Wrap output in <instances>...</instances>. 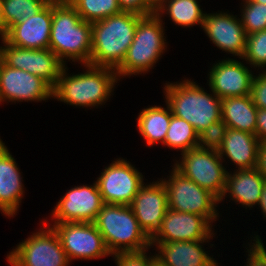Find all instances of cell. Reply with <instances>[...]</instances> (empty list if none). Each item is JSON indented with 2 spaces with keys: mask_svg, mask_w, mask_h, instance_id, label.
Masks as SVG:
<instances>
[{
  "mask_svg": "<svg viewBox=\"0 0 266 266\" xmlns=\"http://www.w3.org/2000/svg\"><path fill=\"white\" fill-rule=\"evenodd\" d=\"M143 15L122 11L92 25L90 65L117 69L126 57Z\"/></svg>",
  "mask_w": 266,
  "mask_h": 266,
  "instance_id": "1",
  "label": "cell"
},
{
  "mask_svg": "<svg viewBox=\"0 0 266 266\" xmlns=\"http://www.w3.org/2000/svg\"><path fill=\"white\" fill-rule=\"evenodd\" d=\"M84 67L87 69L86 72L67 76V67L64 66L57 84L52 89V98L76 107L103 105L120 80L116 70L90 64Z\"/></svg>",
  "mask_w": 266,
  "mask_h": 266,
  "instance_id": "2",
  "label": "cell"
},
{
  "mask_svg": "<svg viewBox=\"0 0 266 266\" xmlns=\"http://www.w3.org/2000/svg\"><path fill=\"white\" fill-rule=\"evenodd\" d=\"M92 25L84 21L71 5H52V25L49 48L64 64L73 62L90 64Z\"/></svg>",
  "mask_w": 266,
  "mask_h": 266,
  "instance_id": "3",
  "label": "cell"
},
{
  "mask_svg": "<svg viewBox=\"0 0 266 266\" xmlns=\"http://www.w3.org/2000/svg\"><path fill=\"white\" fill-rule=\"evenodd\" d=\"M164 94L172 114L190 123L198 134L221 120V99L191 79L166 83Z\"/></svg>",
  "mask_w": 266,
  "mask_h": 266,
  "instance_id": "4",
  "label": "cell"
},
{
  "mask_svg": "<svg viewBox=\"0 0 266 266\" xmlns=\"http://www.w3.org/2000/svg\"><path fill=\"white\" fill-rule=\"evenodd\" d=\"M94 224L111 255L151 248V238L140 227L130 206L105 203Z\"/></svg>",
  "mask_w": 266,
  "mask_h": 266,
  "instance_id": "5",
  "label": "cell"
},
{
  "mask_svg": "<svg viewBox=\"0 0 266 266\" xmlns=\"http://www.w3.org/2000/svg\"><path fill=\"white\" fill-rule=\"evenodd\" d=\"M162 22L157 13L143 15L139 19L133 42L128 48L125 59L116 69L118 79L120 76L147 73L162 57L167 44Z\"/></svg>",
  "mask_w": 266,
  "mask_h": 266,
  "instance_id": "6",
  "label": "cell"
},
{
  "mask_svg": "<svg viewBox=\"0 0 266 266\" xmlns=\"http://www.w3.org/2000/svg\"><path fill=\"white\" fill-rule=\"evenodd\" d=\"M168 180L161 178L167 191L168 208L203 216L210 224L219 217L216 204L219 200L208 190L185 177L175 167ZM215 219V220H214Z\"/></svg>",
  "mask_w": 266,
  "mask_h": 266,
  "instance_id": "7",
  "label": "cell"
},
{
  "mask_svg": "<svg viewBox=\"0 0 266 266\" xmlns=\"http://www.w3.org/2000/svg\"><path fill=\"white\" fill-rule=\"evenodd\" d=\"M47 222L7 255L11 266H68L70 261L62 248L61 240Z\"/></svg>",
  "mask_w": 266,
  "mask_h": 266,
  "instance_id": "8",
  "label": "cell"
},
{
  "mask_svg": "<svg viewBox=\"0 0 266 266\" xmlns=\"http://www.w3.org/2000/svg\"><path fill=\"white\" fill-rule=\"evenodd\" d=\"M181 157V161H175L173 166L220 200L225 190L228 171L223 166L224 159L219 153L197 147L182 153Z\"/></svg>",
  "mask_w": 266,
  "mask_h": 266,
  "instance_id": "9",
  "label": "cell"
},
{
  "mask_svg": "<svg viewBox=\"0 0 266 266\" xmlns=\"http://www.w3.org/2000/svg\"><path fill=\"white\" fill-rule=\"evenodd\" d=\"M0 38L4 44L1 46V60L5 65L36 75L52 89L55 87L65 65L50 48H20L9 44L2 36Z\"/></svg>",
  "mask_w": 266,
  "mask_h": 266,
  "instance_id": "10",
  "label": "cell"
},
{
  "mask_svg": "<svg viewBox=\"0 0 266 266\" xmlns=\"http://www.w3.org/2000/svg\"><path fill=\"white\" fill-rule=\"evenodd\" d=\"M68 260L100 259L110 255L94 222L53 223Z\"/></svg>",
  "mask_w": 266,
  "mask_h": 266,
  "instance_id": "11",
  "label": "cell"
},
{
  "mask_svg": "<svg viewBox=\"0 0 266 266\" xmlns=\"http://www.w3.org/2000/svg\"><path fill=\"white\" fill-rule=\"evenodd\" d=\"M142 173L129 161L117 159L105 167L96 183L106 204L130 206L139 188L145 184Z\"/></svg>",
  "mask_w": 266,
  "mask_h": 266,
  "instance_id": "12",
  "label": "cell"
},
{
  "mask_svg": "<svg viewBox=\"0 0 266 266\" xmlns=\"http://www.w3.org/2000/svg\"><path fill=\"white\" fill-rule=\"evenodd\" d=\"M104 204L96 181L91 186H75L55 206L51 213L53 222H94Z\"/></svg>",
  "mask_w": 266,
  "mask_h": 266,
  "instance_id": "13",
  "label": "cell"
},
{
  "mask_svg": "<svg viewBox=\"0 0 266 266\" xmlns=\"http://www.w3.org/2000/svg\"><path fill=\"white\" fill-rule=\"evenodd\" d=\"M213 232L212 225L203 216L168 208L151 243L210 240Z\"/></svg>",
  "mask_w": 266,
  "mask_h": 266,
  "instance_id": "14",
  "label": "cell"
},
{
  "mask_svg": "<svg viewBox=\"0 0 266 266\" xmlns=\"http://www.w3.org/2000/svg\"><path fill=\"white\" fill-rule=\"evenodd\" d=\"M51 97L52 88L40 77L0 62V102H41Z\"/></svg>",
  "mask_w": 266,
  "mask_h": 266,
  "instance_id": "15",
  "label": "cell"
},
{
  "mask_svg": "<svg viewBox=\"0 0 266 266\" xmlns=\"http://www.w3.org/2000/svg\"><path fill=\"white\" fill-rule=\"evenodd\" d=\"M130 207L140 227L151 238L160 228L168 209L167 191L162 181L143 184Z\"/></svg>",
  "mask_w": 266,
  "mask_h": 266,
  "instance_id": "16",
  "label": "cell"
},
{
  "mask_svg": "<svg viewBox=\"0 0 266 266\" xmlns=\"http://www.w3.org/2000/svg\"><path fill=\"white\" fill-rule=\"evenodd\" d=\"M236 16L222 11L205 13L202 28L218 48L242 59L245 54L247 35L241 20Z\"/></svg>",
  "mask_w": 266,
  "mask_h": 266,
  "instance_id": "17",
  "label": "cell"
},
{
  "mask_svg": "<svg viewBox=\"0 0 266 266\" xmlns=\"http://www.w3.org/2000/svg\"><path fill=\"white\" fill-rule=\"evenodd\" d=\"M212 66L208 74V85L217 97L223 99L250 95L254 73L243 63L226 58Z\"/></svg>",
  "mask_w": 266,
  "mask_h": 266,
  "instance_id": "18",
  "label": "cell"
},
{
  "mask_svg": "<svg viewBox=\"0 0 266 266\" xmlns=\"http://www.w3.org/2000/svg\"><path fill=\"white\" fill-rule=\"evenodd\" d=\"M52 5L11 26L2 37L11 45L27 49H47L51 35Z\"/></svg>",
  "mask_w": 266,
  "mask_h": 266,
  "instance_id": "19",
  "label": "cell"
},
{
  "mask_svg": "<svg viewBox=\"0 0 266 266\" xmlns=\"http://www.w3.org/2000/svg\"><path fill=\"white\" fill-rule=\"evenodd\" d=\"M22 176L17 163L0 139V211L13 217L24 195Z\"/></svg>",
  "mask_w": 266,
  "mask_h": 266,
  "instance_id": "20",
  "label": "cell"
},
{
  "mask_svg": "<svg viewBox=\"0 0 266 266\" xmlns=\"http://www.w3.org/2000/svg\"><path fill=\"white\" fill-rule=\"evenodd\" d=\"M209 240L151 243L159 251L157 260L163 266H218L201 245Z\"/></svg>",
  "mask_w": 266,
  "mask_h": 266,
  "instance_id": "21",
  "label": "cell"
},
{
  "mask_svg": "<svg viewBox=\"0 0 266 266\" xmlns=\"http://www.w3.org/2000/svg\"><path fill=\"white\" fill-rule=\"evenodd\" d=\"M265 182L264 177L259 173L257 168L236 169L233 174L228 172L225 190L219 203L229 193L235 203L245 206L246 209L247 207L253 208V205H259Z\"/></svg>",
  "mask_w": 266,
  "mask_h": 266,
  "instance_id": "22",
  "label": "cell"
},
{
  "mask_svg": "<svg viewBox=\"0 0 266 266\" xmlns=\"http://www.w3.org/2000/svg\"><path fill=\"white\" fill-rule=\"evenodd\" d=\"M259 145L256 135L228 127L218 153L222 159L224 156L230 159L238 169H253L257 166Z\"/></svg>",
  "mask_w": 266,
  "mask_h": 266,
  "instance_id": "23",
  "label": "cell"
},
{
  "mask_svg": "<svg viewBox=\"0 0 266 266\" xmlns=\"http://www.w3.org/2000/svg\"><path fill=\"white\" fill-rule=\"evenodd\" d=\"M256 117L257 107L250 95L221 99V120L227 127L255 135Z\"/></svg>",
  "mask_w": 266,
  "mask_h": 266,
  "instance_id": "24",
  "label": "cell"
},
{
  "mask_svg": "<svg viewBox=\"0 0 266 266\" xmlns=\"http://www.w3.org/2000/svg\"><path fill=\"white\" fill-rule=\"evenodd\" d=\"M171 117L172 112L168 104L166 108L150 106L142 110L137 118V126L148 146L157 142L164 144Z\"/></svg>",
  "mask_w": 266,
  "mask_h": 266,
  "instance_id": "25",
  "label": "cell"
},
{
  "mask_svg": "<svg viewBox=\"0 0 266 266\" xmlns=\"http://www.w3.org/2000/svg\"><path fill=\"white\" fill-rule=\"evenodd\" d=\"M198 3L197 0H166L156 13L162 18L165 12L179 26L188 28L199 24L202 27L205 13Z\"/></svg>",
  "mask_w": 266,
  "mask_h": 266,
  "instance_id": "26",
  "label": "cell"
},
{
  "mask_svg": "<svg viewBox=\"0 0 266 266\" xmlns=\"http://www.w3.org/2000/svg\"><path fill=\"white\" fill-rule=\"evenodd\" d=\"M164 145L180 149L182 154L198 147V133L186 120L172 114Z\"/></svg>",
  "mask_w": 266,
  "mask_h": 266,
  "instance_id": "27",
  "label": "cell"
},
{
  "mask_svg": "<svg viewBox=\"0 0 266 266\" xmlns=\"http://www.w3.org/2000/svg\"><path fill=\"white\" fill-rule=\"evenodd\" d=\"M44 6L40 0H2L3 34L14 24L34 16Z\"/></svg>",
  "mask_w": 266,
  "mask_h": 266,
  "instance_id": "28",
  "label": "cell"
},
{
  "mask_svg": "<svg viewBox=\"0 0 266 266\" xmlns=\"http://www.w3.org/2000/svg\"><path fill=\"white\" fill-rule=\"evenodd\" d=\"M71 5L89 23L103 20L122 12L118 0H72Z\"/></svg>",
  "mask_w": 266,
  "mask_h": 266,
  "instance_id": "29",
  "label": "cell"
},
{
  "mask_svg": "<svg viewBox=\"0 0 266 266\" xmlns=\"http://www.w3.org/2000/svg\"><path fill=\"white\" fill-rule=\"evenodd\" d=\"M241 9V23L246 35L251 33L266 30V4L243 0Z\"/></svg>",
  "mask_w": 266,
  "mask_h": 266,
  "instance_id": "30",
  "label": "cell"
},
{
  "mask_svg": "<svg viewBox=\"0 0 266 266\" xmlns=\"http://www.w3.org/2000/svg\"><path fill=\"white\" fill-rule=\"evenodd\" d=\"M242 59L252 67L266 70V30L247 35L246 49Z\"/></svg>",
  "mask_w": 266,
  "mask_h": 266,
  "instance_id": "31",
  "label": "cell"
},
{
  "mask_svg": "<svg viewBox=\"0 0 266 266\" xmlns=\"http://www.w3.org/2000/svg\"><path fill=\"white\" fill-rule=\"evenodd\" d=\"M227 128V125L222 120L209 125L198 134V147L218 152L221 149Z\"/></svg>",
  "mask_w": 266,
  "mask_h": 266,
  "instance_id": "32",
  "label": "cell"
},
{
  "mask_svg": "<svg viewBox=\"0 0 266 266\" xmlns=\"http://www.w3.org/2000/svg\"><path fill=\"white\" fill-rule=\"evenodd\" d=\"M147 250L138 252H120L114 254L113 257L117 266H152L156 261V254L149 256Z\"/></svg>",
  "mask_w": 266,
  "mask_h": 266,
  "instance_id": "33",
  "label": "cell"
},
{
  "mask_svg": "<svg viewBox=\"0 0 266 266\" xmlns=\"http://www.w3.org/2000/svg\"><path fill=\"white\" fill-rule=\"evenodd\" d=\"M254 76L250 96L257 108L266 109V70Z\"/></svg>",
  "mask_w": 266,
  "mask_h": 266,
  "instance_id": "34",
  "label": "cell"
},
{
  "mask_svg": "<svg viewBox=\"0 0 266 266\" xmlns=\"http://www.w3.org/2000/svg\"><path fill=\"white\" fill-rule=\"evenodd\" d=\"M253 245L248 250L246 266H266V247L263 245L259 235H255ZM256 238V239H255Z\"/></svg>",
  "mask_w": 266,
  "mask_h": 266,
  "instance_id": "35",
  "label": "cell"
},
{
  "mask_svg": "<svg viewBox=\"0 0 266 266\" xmlns=\"http://www.w3.org/2000/svg\"><path fill=\"white\" fill-rule=\"evenodd\" d=\"M122 11H131L141 15L154 13L145 3L144 0H118Z\"/></svg>",
  "mask_w": 266,
  "mask_h": 266,
  "instance_id": "36",
  "label": "cell"
},
{
  "mask_svg": "<svg viewBox=\"0 0 266 266\" xmlns=\"http://www.w3.org/2000/svg\"><path fill=\"white\" fill-rule=\"evenodd\" d=\"M255 135L260 143L266 142V109L257 108Z\"/></svg>",
  "mask_w": 266,
  "mask_h": 266,
  "instance_id": "37",
  "label": "cell"
},
{
  "mask_svg": "<svg viewBox=\"0 0 266 266\" xmlns=\"http://www.w3.org/2000/svg\"><path fill=\"white\" fill-rule=\"evenodd\" d=\"M256 168L266 181V142H262L259 145L258 162Z\"/></svg>",
  "mask_w": 266,
  "mask_h": 266,
  "instance_id": "38",
  "label": "cell"
},
{
  "mask_svg": "<svg viewBox=\"0 0 266 266\" xmlns=\"http://www.w3.org/2000/svg\"><path fill=\"white\" fill-rule=\"evenodd\" d=\"M166 0H144V3L154 12L165 3Z\"/></svg>",
  "mask_w": 266,
  "mask_h": 266,
  "instance_id": "39",
  "label": "cell"
},
{
  "mask_svg": "<svg viewBox=\"0 0 266 266\" xmlns=\"http://www.w3.org/2000/svg\"><path fill=\"white\" fill-rule=\"evenodd\" d=\"M259 207L261 208L264 217H266V182L264 183L262 194L260 196Z\"/></svg>",
  "mask_w": 266,
  "mask_h": 266,
  "instance_id": "40",
  "label": "cell"
},
{
  "mask_svg": "<svg viewBox=\"0 0 266 266\" xmlns=\"http://www.w3.org/2000/svg\"><path fill=\"white\" fill-rule=\"evenodd\" d=\"M42 1L45 5H68L72 3V0H40Z\"/></svg>",
  "mask_w": 266,
  "mask_h": 266,
  "instance_id": "41",
  "label": "cell"
},
{
  "mask_svg": "<svg viewBox=\"0 0 266 266\" xmlns=\"http://www.w3.org/2000/svg\"><path fill=\"white\" fill-rule=\"evenodd\" d=\"M0 35H3L2 0H0Z\"/></svg>",
  "mask_w": 266,
  "mask_h": 266,
  "instance_id": "42",
  "label": "cell"
},
{
  "mask_svg": "<svg viewBox=\"0 0 266 266\" xmlns=\"http://www.w3.org/2000/svg\"><path fill=\"white\" fill-rule=\"evenodd\" d=\"M251 2L266 4V0H250Z\"/></svg>",
  "mask_w": 266,
  "mask_h": 266,
  "instance_id": "43",
  "label": "cell"
},
{
  "mask_svg": "<svg viewBox=\"0 0 266 266\" xmlns=\"http://www.w3.org/2000/svg\"><path fill=\"white\" fill-rule=\"evenodd\" d=\"M152 266H163L158 260Z\"/></svg>",
  "mask_w": 266,
  "mask_h": 266,
  "instance_id": "44",
  "label": "cell"
},
{
  "mask_svg": "<svg viewBox=\"0 0 266 266\" xmlns=\"http://www.w3.org/2000/svg\"><path fill=\"white\" fill-rule=\"evenodd\" d=\"M2 60H1V47H0V62H1Z\"/></svg>",
  "mask_w": 266,
  "mask_h": 266,
  "instance_id": "45",
  "label": "cell"
}]
</instances>
